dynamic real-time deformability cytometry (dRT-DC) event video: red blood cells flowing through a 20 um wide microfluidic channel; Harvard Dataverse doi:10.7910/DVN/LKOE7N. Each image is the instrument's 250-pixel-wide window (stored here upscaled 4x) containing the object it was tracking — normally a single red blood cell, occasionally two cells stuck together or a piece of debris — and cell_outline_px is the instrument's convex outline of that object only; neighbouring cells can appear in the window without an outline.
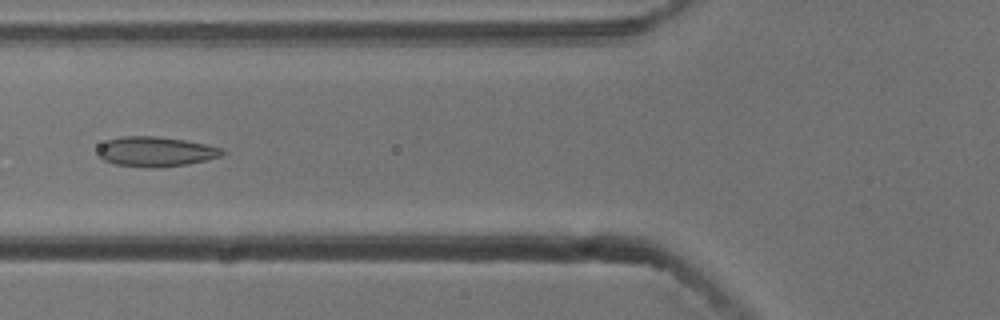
{"species": "common noctule bat (a hibernating species)", "species_latin": "Nyctalus noctula", "temperature_condition": "cold", "stored_images_in_passage": 53, "camera_frame_rate_fps": 3000, "um_per_image_px": 0.085, "animal": {"sex": "male", "body_mass_g": 13.3}, "frame": {"image": 1, "passage_image": 20, "time_ms": 6.333, "image_size_px": [1000, 320], "cell_outline_px": [[224, 152], [220, 156], [208, 160], [188, 164], [160, 168], [144, 168], [112, 164], [96, 156], [96, 152], [100, 144], [108, 140], [124, 136], [156, 136], [184, 140], [208, 144], [224, 148]], "centroid_in_image_um": [13.21, 12.9], "position_along_channel_um": 112.6, "area_um2": 22.14}}
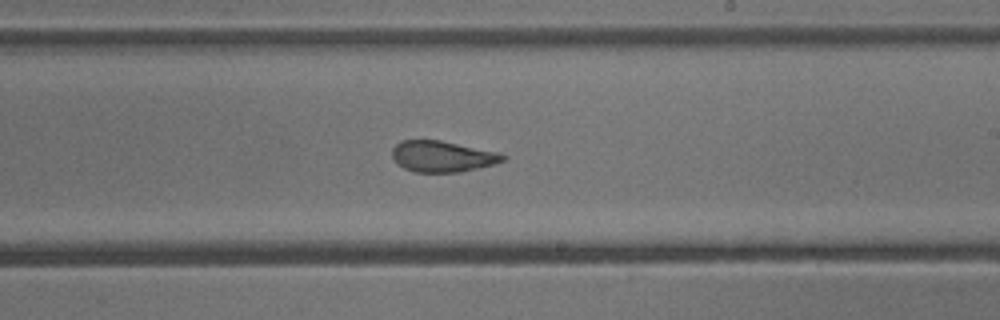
{"frame": {"image": 2, "passage_image": 31, "time_ms": 10.0, "image_size_px": [1000, 320], "cell_outline_px": [[508, 156], [504, 160], [496, 164], [480, 168], [460, 172], [416, 172], [404, 168], [392, 156], [392, 148], [400, 140], [440, 140], [500, 152]], "centroid_in_image_um": [37.66, 13.29], "position_along_channel_um": 251.3, "area_um2": 20.17}}
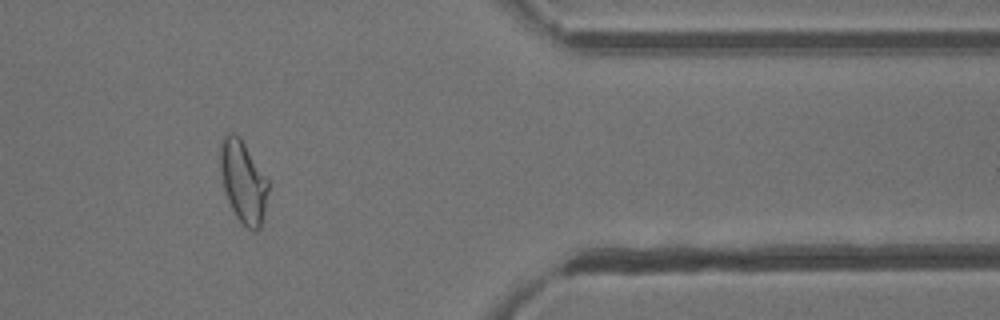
{"frame": {"image": 3, "passage_image": 44, "time_ms": 14.333, "image_size_px": [1000, 320], "cell_outline_px": [[268, 188], [264, 212], [260, 228], [252, 232], [236, 216], [228, 200], [224, 188], [220, 168], [220, 144], [224, 132], [236, 132], [240, 136], [268, 180]], "centroid_in_image_um": [20.65, 15.38], "position_along_channel_um": 390.7, "area_um2": 22.83}, "authors_computed_cell_mechanics": {"area_um2": 22.4842, "velocity_mm_per_s": 3.7789, "shape_relaxation_time_tau1_ms": 8.6106, "shape_relaxation_time_tau2_ms": 1.8079, "deformation_change_tau1": 0.1753, "deformation_change_tau2": 0.0805}}